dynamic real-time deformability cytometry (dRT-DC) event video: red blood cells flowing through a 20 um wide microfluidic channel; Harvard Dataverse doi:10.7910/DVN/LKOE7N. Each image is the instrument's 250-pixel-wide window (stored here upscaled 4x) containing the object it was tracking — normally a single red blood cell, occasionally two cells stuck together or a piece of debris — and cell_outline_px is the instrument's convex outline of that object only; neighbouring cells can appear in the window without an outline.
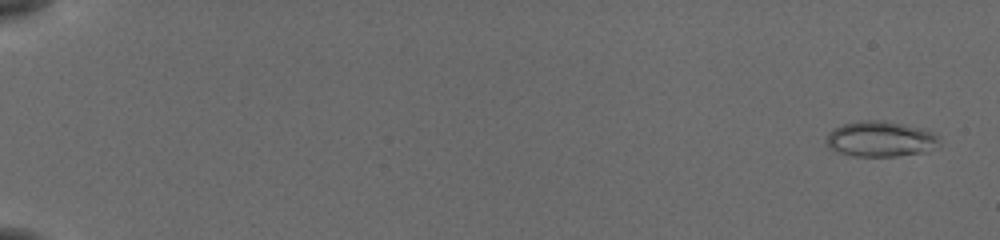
{"species": "common noctule bat (a hibernating species)", "species_latin": "Nyctalus noctula", "temperature_condition": "cold", "stored_images_in_passage": 25, "camera_frame_rate_fps": 3000, "um_per_image_px": 0.085, "animal": {"sex": "female", "body_mass_g": 19.5, "forearm_length_mm": 54.1}, "frame": {"image": 1, "passage_image": 3, "time_ms": 0.667, "image_size_px": [1000, 240], "cell_outline_px": [[936, 140], [932, 148], [920, 152], [896, 156], [856, 156], [840, 152], [832, 148], [824, 140], [836, 128], [844, 124], [860, 120], [884, 120], [924, 128], [936, 136]], "centroid_in_image_um": [74.8, 11.79], "position_along_channel_um": 10.2, "area_um2": 22.66}}
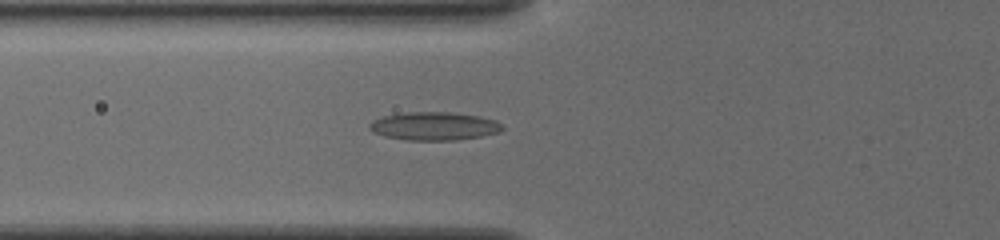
{"frame": {"image": 2, "passage_image": 21, "time_ms": 6.667, "image_size_px": [1000, 240], "cell_outline_px": [[504, 128], [500, 132], [480, 136], [456, 140], [408, 140], [384, 136], [368, 128], [368, 124], [372, 120], [384, 116], [404, 112], [448, 112], [480, 116], [496, 120]], "centroid_in_image_um": [36.9, 10.71], "position_along_channel_um": 88.9, "area_um2": 21.79}}
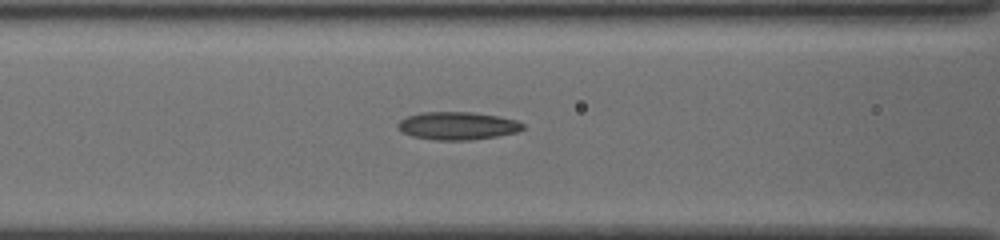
{"frame": {"image": 3, "passage_image": 24, "time_ms": 7.667, "image_size_px": [1000, 240], "cell_outline_px": [[524, 128], [516, 132], [496, 136], [468, 140], [436, 140], [412, 136], [404, 132], [396, 124], [400, 120], [408, 116], [420, 112], [472, 112], [496, 116], [516, 120], [524, 124]], "centroid_in_image_um": [38.88, 10.69], "position_along_channel_um": 127.7, "area_um2": 20.06}}